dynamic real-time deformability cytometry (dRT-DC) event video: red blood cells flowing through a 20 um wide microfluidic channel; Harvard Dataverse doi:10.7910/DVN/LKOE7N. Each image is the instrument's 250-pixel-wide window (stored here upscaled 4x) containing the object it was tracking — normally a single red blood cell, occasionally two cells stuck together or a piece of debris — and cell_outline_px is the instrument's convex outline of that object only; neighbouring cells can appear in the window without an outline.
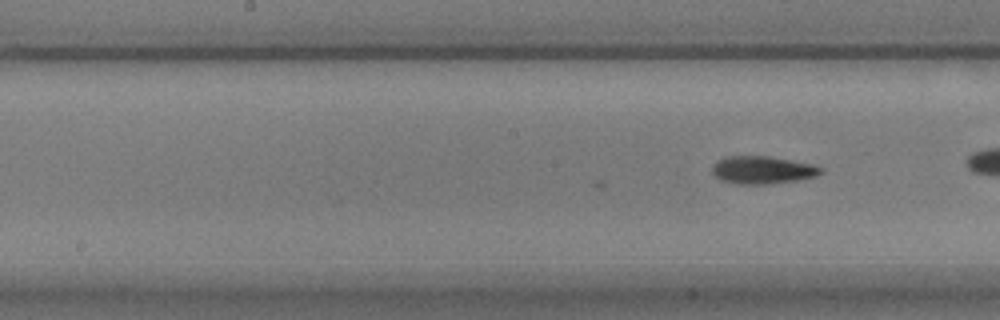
{"species": "common noctule bat (a hibernating species)", "species_latin": "Nyctalus noctula", "temperature_condition": "warm", "stored_images_in_passage": 10, "camera_frame_rate_fps": 3000, "um_per_image_px": 0.085, "animal": {"sex": "male", "body_mass_g": 17.9}, "frame": {"image": 1, "passage_image": 10, "time_ms": 3.0, "image_size_px": [1000, 320], "cell_outline_px": [[824, 172], [816, 176], [796, 180], [768, 184], [736, 184], [720, 180], [712, 172], [712, 168], [716, 160], [728, 156], [768, 156], [812, 164], [824, 168]], "centroid_in_image_um": [64.81, 14.45], "position_along_channel_um": 183.4, "area_um2": 17.57}}